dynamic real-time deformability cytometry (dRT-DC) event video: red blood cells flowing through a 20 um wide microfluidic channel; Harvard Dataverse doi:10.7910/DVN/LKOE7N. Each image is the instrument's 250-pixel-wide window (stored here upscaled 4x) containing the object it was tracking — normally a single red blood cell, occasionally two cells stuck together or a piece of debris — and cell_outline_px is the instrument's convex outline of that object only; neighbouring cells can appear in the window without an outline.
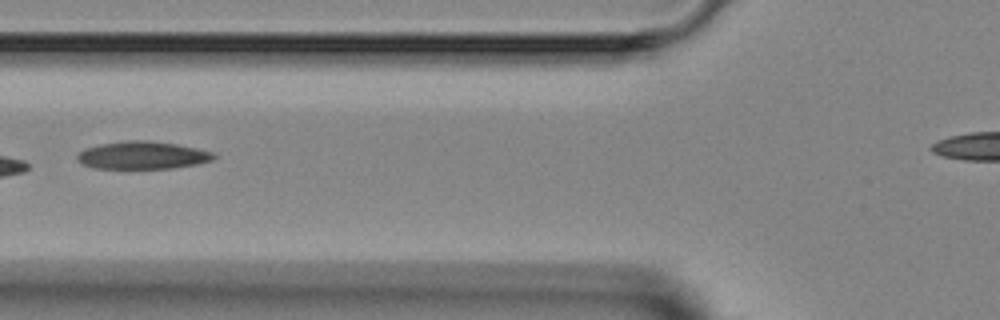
{"species": "Egyptian fruit bat (a non-hibernating species)", "species_latin": "Rousettus aegyptiacus", "temperature_condition": "room temperature", "stored_images_in_passage": 5, "camera_frame_rate_fps": 3000, "um_per_image_px": 0.085, "animal": {"sex": "female"}, "frame": {"image": 1, "passage_image": 5, "time_ms": 5.333, "image_size_px": [1000, 320], "cell_outline_px": [[216, 156], [212, 160], [196, 164], [172, 168], [96, 168], [84, 164], [76, 160], [76, 156], [84, 148], [100, 144], [128, 140], [148, 140], [176, 144], [196, 148], [212, 152]], "centroid_in_image_um": [12.09, 13.19], "position_along_channel_um": 113.7, "area_um2": 21.85}}